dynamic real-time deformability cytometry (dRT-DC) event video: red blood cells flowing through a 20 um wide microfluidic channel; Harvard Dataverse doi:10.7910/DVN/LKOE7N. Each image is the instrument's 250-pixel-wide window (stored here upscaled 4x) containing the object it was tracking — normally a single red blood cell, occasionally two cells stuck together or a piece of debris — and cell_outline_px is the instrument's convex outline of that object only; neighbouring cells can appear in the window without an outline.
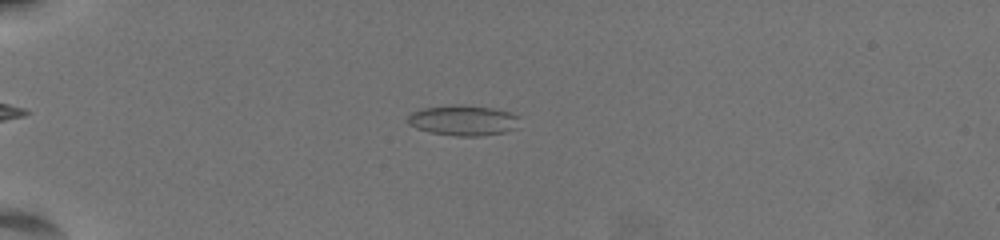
{"species": "common noctule bat (a hibernating species)", "species_latin": "Nyctalus noctula", "temperature_condition": "warm", "stored_images_in_passage": 62, "camera_frame_rate_fps": 3000, "um_per_image_px": 0.085, "animal": {"sex": "female", "body_mass_g": 19.5, "forearm_length_mm": 54.1}, "frame": {"image": 1, "passage_image": 19, "time_ms": 6.0, "image_size_px": [1000, 240], "cell_outline_px": [[516, 128], [504, 132], [480, 136], [460, 136], [432, 132], [416, 128], [408, 124], [408, 116], [412, 112], [424, 108], [488, 108], [508, 112], [516, 116]], "centroid_in_image_um": [39.34, 10.29], "position_along_channel_um": 45.7, "area_um2": 18.32}}
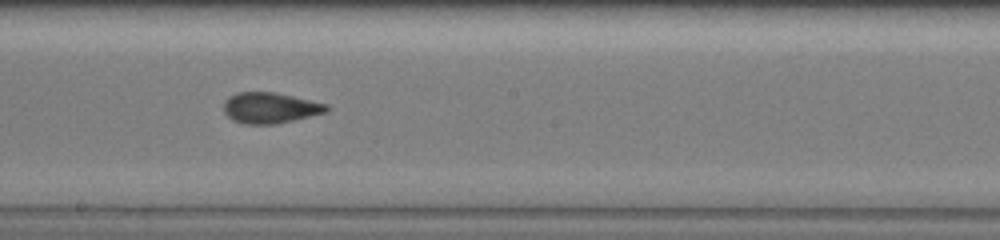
{"frame": {"image": 2, "passage_image": 38, "time_ms": 12.333, "image_size_px": [1000, 240], "cell_outline_px": [[328, 112], [276, 124], [244, 124], [232, 120], [224, 112], [224, 100], [228, 96], [236, 92], [276, 92], [328, 104]], "centroid_in_image_um": [22.94, 9.16], "position_along_channel_um": 225.3, "area_um2": 18.61}}
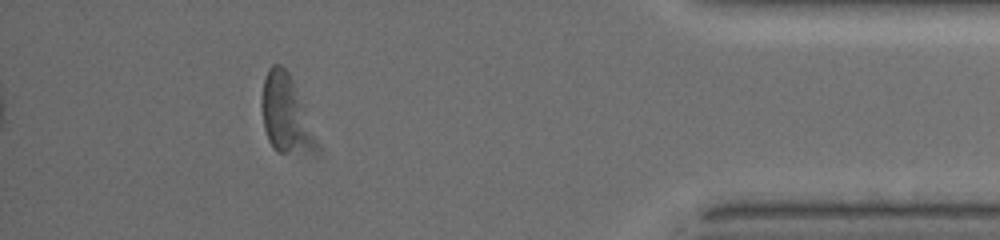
{"frame": {"image": 3, "passage_image": 57, "time_ms": 18.667, "image_size_px": [1000, 240], "cell_outline_px": [[304, 112], [292, 144], [284, 152], [280, 152], [272, 148], [268, 140], [264, 128], [260, 104], [264, 80], [268, 68], [272, 64], [280, 64], [288, 72], [292, 80], [304, 108]], "centroid_in_image_um": [23.84, 9.19], "position_along_channel_um": 411.4, "area_um2": 19.42}, "authors_computed_cell_mechanics": {"area_um2": 18.6694, "velocity_mm_per_s": 3.5582, "shape_relaxation_time_tau1_ms": 7.3863, "shape_relaxation_time_tau2_ms": 1.7405, "deformation_change_tau1": 0.1519, "deformation_change_tau2": 0.0708}}